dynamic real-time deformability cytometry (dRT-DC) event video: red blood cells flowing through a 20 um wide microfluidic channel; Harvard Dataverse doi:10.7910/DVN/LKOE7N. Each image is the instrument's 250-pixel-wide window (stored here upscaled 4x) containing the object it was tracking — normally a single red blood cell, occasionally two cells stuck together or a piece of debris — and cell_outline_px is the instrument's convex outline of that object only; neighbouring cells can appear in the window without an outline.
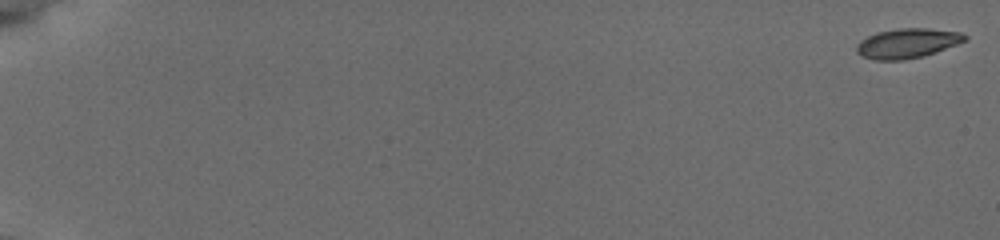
{"species": "common noctule bat (a hibernating species)", "species_latin": "Nyctalus noctula", "temperature_condition": "cold", "stored_images_in_passage": 57, "camera_frame_rate_fps": 3000, "um_per_image_px": 0.085, "animal": {"sex": "female", "body_mass_g": 19.5, "forearm_length_mm": 54.1}, "frame": {"image": 1, "passage_image": 1, "time_ms": 0.0, "image_size_px": [1000, 240], "cell_outline_px": [[968, 40], [936, 52], [924, 56], [904, 60], [872, 60], [856, 52], [856, 44], [860, 40], [876, 32], [900, 28], [928, 28], [960, 32], [968, 36]], "centroid_in_image_um": [77.13, 3.68], "position_along_channel_um": 7.9, "area_um2": 18.9}}
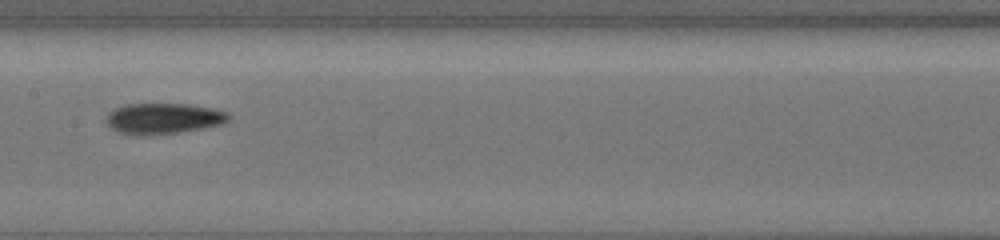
{"frame": {"image": 2, "passage_image": 35, "time_ms": 10.333, "image_size_px": [1000, 240], "cell_outline_px": [[232, 116], [228, 120], [220, 124], [204, 128], [180, 132], [140, 136], [120, 132], [112, 128], [104, 120], [108, 112], [112, 108], [128, 104], [188, 104], [212, 108], [228, 112]], "centroid_in_image_um": [13.87, 10.07], "position_along_channel_um": 193.5, "area_um2": 22.08}}
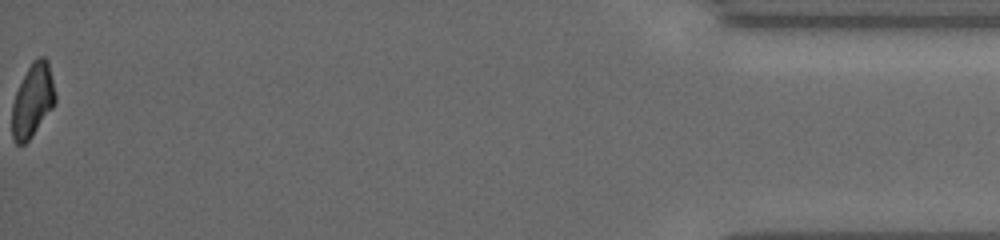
{"frame": {"image": 3, "passage_image": 57, "time_ms": 18.667, "image_size_px": [1000, 240], "cell_outline_px": [[56, 100], [52, 108], [32, 136], [24, 144], [16, 144], [12, 136], [12, 104], [16, 92], [32, 60], [40, 56], [44, 56], [48, 60], [56, 96]], "centroid_in_image_um": [2.78, 8.53], "position_along_channel_um": 432.4, "area_um2": 18.32}, "authors_computed_cell_mechanics": {"area_um2": 19.8832, "velocity_mm_per_s": 3.8303, "shape_relaxation_time_tau1_ms": 4.6687, "shape_relaxation_time_tau2_ms": 8.404, "deformation_change_tau1": 0.1136, "deformation_change_tau2": 0.1381}}